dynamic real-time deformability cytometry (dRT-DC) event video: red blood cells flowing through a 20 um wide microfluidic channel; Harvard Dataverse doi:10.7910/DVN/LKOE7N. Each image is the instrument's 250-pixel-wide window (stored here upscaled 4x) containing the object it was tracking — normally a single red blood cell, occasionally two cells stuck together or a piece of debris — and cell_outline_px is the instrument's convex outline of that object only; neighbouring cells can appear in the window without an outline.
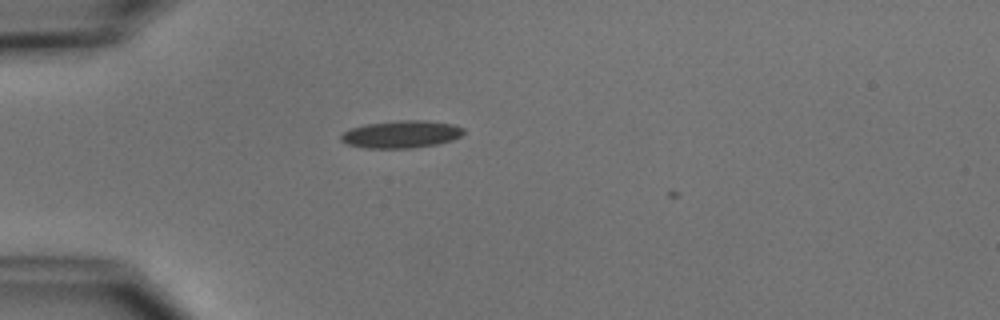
{"species": "common noctule bat (a hibernating species)", "species_latin": "Nyctalus noctula", "temperature_condition": "cold", "stored_images_in_passage": 2, "camera_frame_rate_fps": 3000, "um_per_image_px": 0.085, "animal": {"sex": "male", "body_mass_g": 15.6}, "frame": {"image": 1, "passage_image": 1, "time_ms": 0.0, "image_size_px": [1000, 320], "cell_outline_px": [[464, 132], [460, 136], [452, 140], [436, 144], [412, 148], [364, 148], [348, 144], [340, 140], [340, 136], [344, 132], [352, 128], [368, 124], [400, 120], [424, 120], [452, 124], [464, 128]], "centroid_in_image_um": [34.11, 11.41], "position_along_channel_um": 50.9, "area_um2": 19.42}}